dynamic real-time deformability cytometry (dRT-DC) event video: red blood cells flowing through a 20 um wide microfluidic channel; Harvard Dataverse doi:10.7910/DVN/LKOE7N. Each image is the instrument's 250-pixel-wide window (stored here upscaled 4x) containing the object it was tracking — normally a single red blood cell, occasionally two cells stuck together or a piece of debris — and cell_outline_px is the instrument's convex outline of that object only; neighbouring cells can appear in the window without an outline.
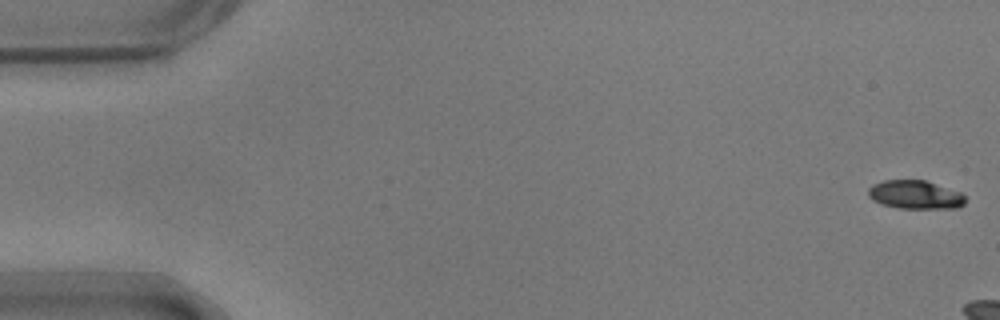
{"species": "common noctule bat (a hibernating species)", "species_latin": "Nyctalus noctula", "temperature_condition": "warm", "stored_images_in_passage": 8, "camera_frame_rate_fps": 3000, "um_per_image_px": 0.085, "animal": {"sex": "male", "body_mass_g": 17.9}, "frame": {"image": 1, "passage_image": 1, "time_ms": 0.0, "image_size_px": [1000, 320], "cell_outline_px": [[964, 204], [956, 208], [900, 208], [880, 204], [872, 200], [868, 196], [868, 188], [872, 184], [884, 180], [924, 180], [960, 192], [964, 196]], "centroid_in_image_um": [77.74, 16.55], "position_along_channel_um": 7.3, "area_um2": 16.07}}